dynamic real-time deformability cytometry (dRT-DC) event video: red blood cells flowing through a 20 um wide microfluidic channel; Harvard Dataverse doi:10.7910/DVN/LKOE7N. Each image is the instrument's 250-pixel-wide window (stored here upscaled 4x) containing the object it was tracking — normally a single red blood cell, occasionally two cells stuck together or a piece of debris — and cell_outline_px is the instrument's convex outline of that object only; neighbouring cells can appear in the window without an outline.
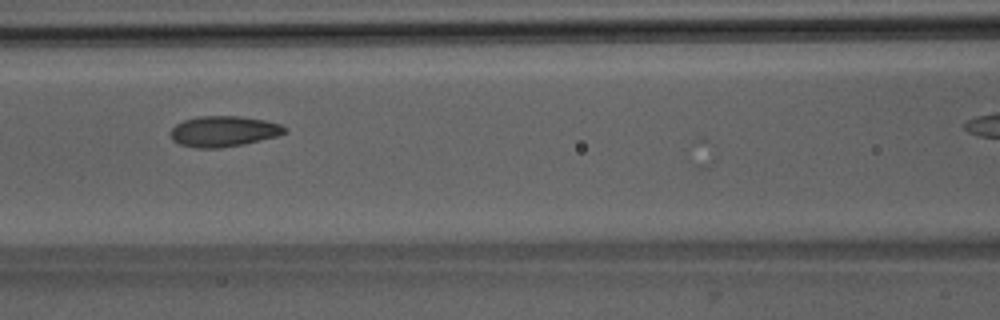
{"species": "Egyptian fruit bat (a non-hibernating species)", "species_latin": "Rousettus aegyptiacus", "temperature_condition": "room temperature", "stored_images_in_passage": 7, "camera_frame_rate_fps": 3000, "um_per_image_px": 0.085, "animal": {"sex": "male"}, "frame": {"image": 1, "passage_image": 4, "time_ms": 3.333, "image_size_px": [1000, 320], "cell_outline_px": [[288, 128], [284, 132], [276, 136], [244, 144], [220, 148], [196, 148], [180, 144], [172, 140], [172, 128], [176, 124], [184, 120], [200, 116], [240, 116], [264, 120], [280, 124]], "centroid_in_image_um": [19.0, 11.16], "position_along_channel_um": 147.6, "area_um2": 20.23}}